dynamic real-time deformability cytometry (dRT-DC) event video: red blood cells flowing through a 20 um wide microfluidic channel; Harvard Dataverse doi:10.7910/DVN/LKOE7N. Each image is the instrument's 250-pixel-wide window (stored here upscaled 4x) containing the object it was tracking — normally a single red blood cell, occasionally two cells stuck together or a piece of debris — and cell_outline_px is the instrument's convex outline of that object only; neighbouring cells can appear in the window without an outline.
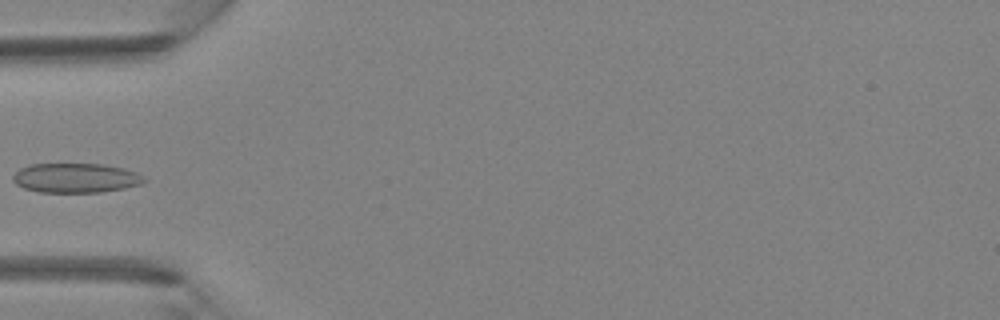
{"species": "Egyptian fruit bat (a non-hibernating species)", "species_latin": "Rousettus aegyptiacus", "temperature_condition": "room temperature", "stored_images_in_passage": 3, "camera_frame_rate_fps": 3000, "um_per_image_px": 0.085, "animal": {"sex": "female"}, "frame": {"image": 1, "passage_image": 3, "time_ms": 0.667, "image_size_px": [1000, 320], "cell_outline_px": [[148, 180], [144, 184], [124, 188], [100, 192], [40, 192], [24, 188], [16, 184], [12, 180], [12, 176], [20, 168], [28, 164], [104, 164], [124, 168], [136, 172]], "centroid_in_image_um": [6.45, 15.12], "position_along_channel_um": 78.5, "area_um2": 22.72}}